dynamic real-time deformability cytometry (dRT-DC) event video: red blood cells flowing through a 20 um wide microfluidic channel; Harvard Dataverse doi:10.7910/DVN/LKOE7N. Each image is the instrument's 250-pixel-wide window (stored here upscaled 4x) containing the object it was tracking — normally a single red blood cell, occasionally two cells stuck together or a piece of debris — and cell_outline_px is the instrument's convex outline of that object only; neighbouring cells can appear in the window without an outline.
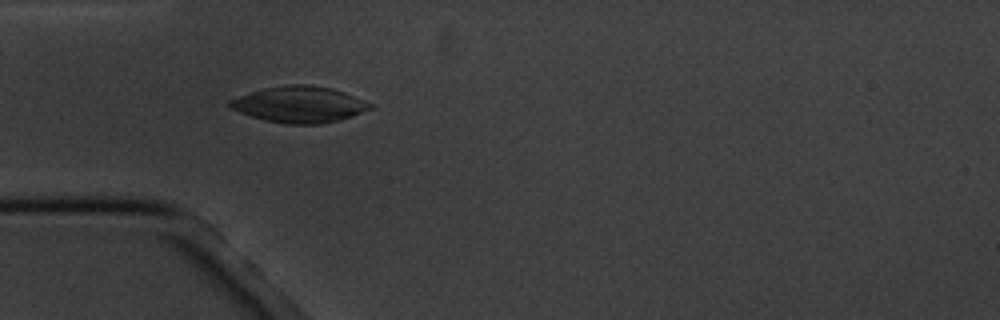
{"species": "common noctule bat (a hibernating species)", "species_latin": "Nyctalus noctula", "temperature_condition": "cold", "stored_images_in_passage": 6, "camera_frame_rate_fps": 3000, "um_per_image_px": 0.085, "animal": {"sex": "male", "body_mass_g": 20.1, "forearm_length_mm": 53.5}, "frame": {"image": 1, "passage_image": 5, "time_ms": 5.333, "image_size_px": [1000, 320], "cell_outline_px": [[376, 108], [340, 120], [320, 124], [284, 124], [264, 120], [240, 112], [224, 104], [228, 100], [264, 88], [292, 84], [304, 84], [332, 88], [344, 92], [364, 100], [372, 104]], "centroid_in_image_um": [25.48, 8.89], "position_along_channel_um": 59.5, "area_um2": 29.65}}
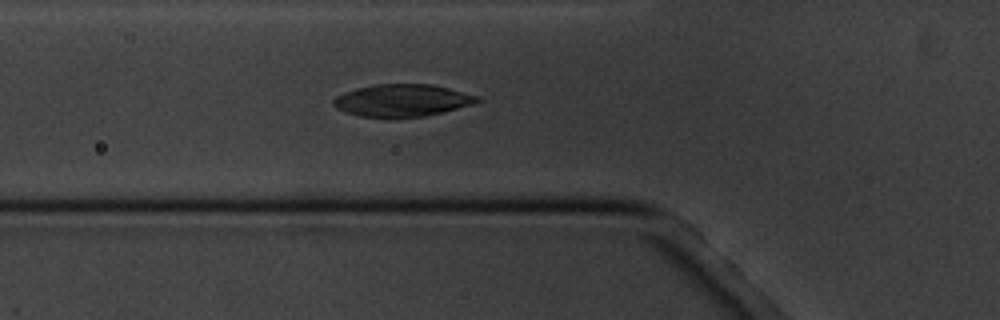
{"frame": {"image": 2, "passage_image": 6, "time_ms": 6.333, "image_size_px": [1000, 320], "cell_outline_px": [[484, 100], [476, 104], [444, 112], [424, 116], [360, 116], [336, 108], [332, 104], [332, 100], [336, 96], [344, 92], [356, 88], [376, 84], [432, 84], [480, 96]], "centroid_in_image_um": [34.25, 8.51], "position_along_channel_um": 91.5, "area_um2": 26.93}}